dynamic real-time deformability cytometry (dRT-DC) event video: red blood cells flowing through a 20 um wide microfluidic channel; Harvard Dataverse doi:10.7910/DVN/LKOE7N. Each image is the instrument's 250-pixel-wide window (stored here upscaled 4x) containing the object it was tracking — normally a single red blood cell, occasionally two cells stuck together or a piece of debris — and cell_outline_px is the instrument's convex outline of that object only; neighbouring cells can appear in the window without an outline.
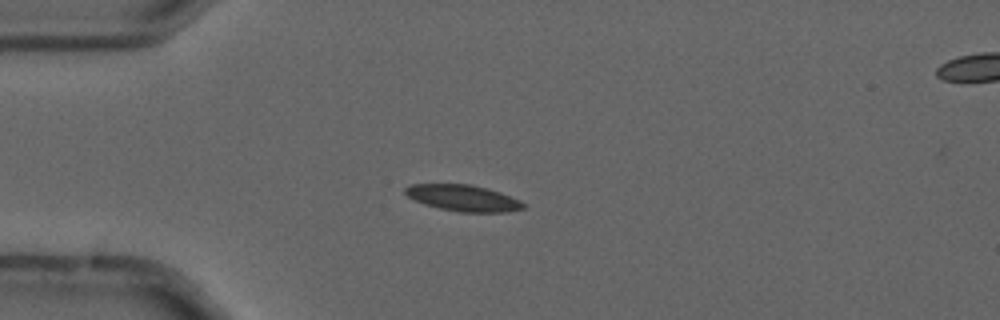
{"species": "common noctule bat (a hibernating species)", "species_latin": "Nyctalus noctula", "temperature_condition": "cold", "stored_images_in_passage": 6, "camera_frame_rate_fps": 3000, "um_per_image_px": 0.085, "animal": {"sex": "male", "forearm_length_mm": 52.5}, "frame": {"image": 1, "passage_image": 4, "time_ms": 1.0, "image_size_px": [1000, 320], "cell_outline_px": [[524, 208], [508, 212], [460, 212], [440, 208], [424, 204], [408, 196], [404, 192], [404, 188], [412, 184], [468, 184], [488, 188], [500, 192], [520, 200], [524, 204]], "centroid_in_image_um": [39.38, 16.83], "position_along_channel_um": 45.6, "area_um2": 17.98}}
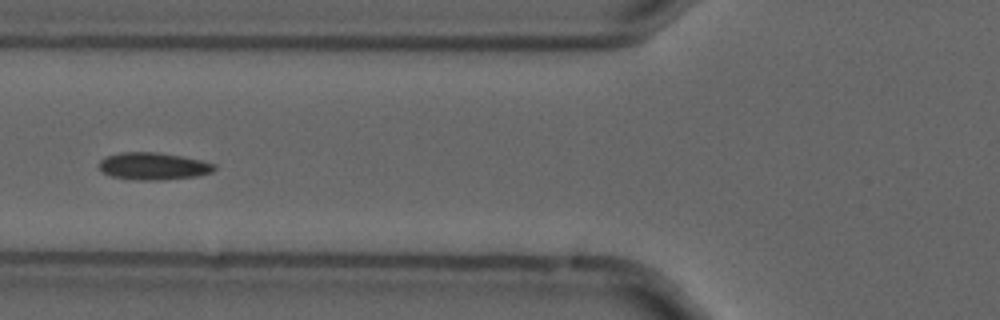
{"frame": {"image": 2, "passage_image": 6, "time_ms": 1.667, "image_size_px": [1000, 320], "cell_outline_px": [[216, 168], [212, 172], [196, 176], [164, 180], [140, 180], [112, 176], [100, 172], [100, 160], [104, 156], [124, 152], [156, 152], [180, 156], [200, 160], [216, 164]], "centroid_in_image_um": [13.02, 14.12], "position_along_channel_um": 112.8, "area_um2": 18.26}}